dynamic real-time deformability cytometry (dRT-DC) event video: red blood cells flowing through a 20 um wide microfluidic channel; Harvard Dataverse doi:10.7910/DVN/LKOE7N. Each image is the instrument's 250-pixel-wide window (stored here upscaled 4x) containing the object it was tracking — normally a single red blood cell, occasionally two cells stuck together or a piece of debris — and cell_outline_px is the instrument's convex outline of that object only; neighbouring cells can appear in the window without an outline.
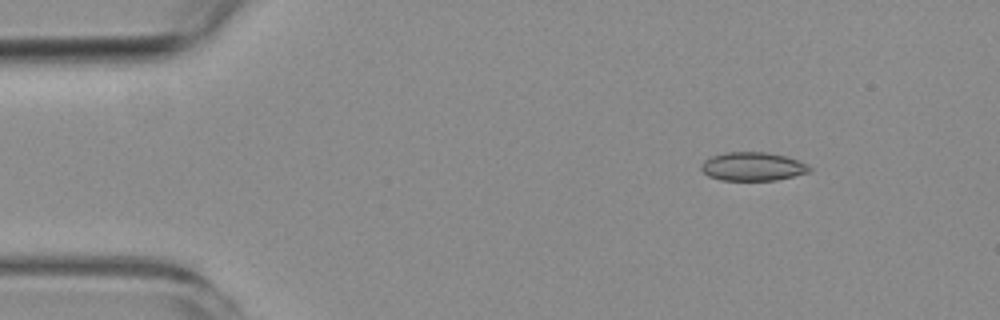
{"species": "common noctule bat (a hibernating species)", "species_latin": "Nyctalus noctula", "temperature_condition": "room temperature", "stored_images_in_passage": 4, "camera_frame_rate_fps": 3000, "um_per_image_px": 0.085, "animal": {"sex": "female", "body_mass_g": 19.3, "forearm_length_mm": 54.1}, "frame": {"image": 1, "passage_image": 1, "time_ms": 0.0, "image_size_px": [1000, 320], "cell_outline_px": [[812, 168], [808, 172], [776, 180], [720, 180], [708, 176], [700, 168], [700, 164], [704, 160], [712, 156], [724, 152], [768, 152], [784, 156], [796, 160]], "centroid_in_image_um": [63.91, 14.15], "position_along_channel_um": 21.1, "area_um2": 17.86}}
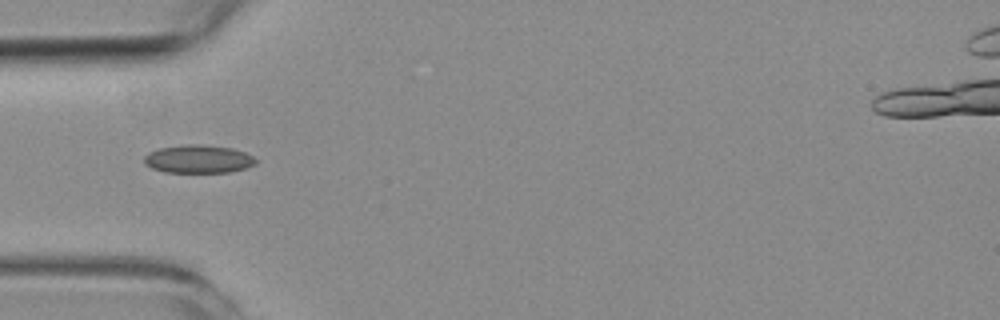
{"frame": {"image": 2, "passage_image": 3, "time_ms": 3.333, "image_size_px": [1000, 320], "cell_outline_px": [[256, 164], [244, 168], [228, 172], [164, 172], [152, 168], [144, 164], [144, 156], [148, 152], [160, 148], [188, 144], [200, 144], [232, 148], [244, 152], [252, 156], [256, 160]], "centroid_in_image_um": [16.83, 13.52], "position_along_channel_um": 68.2, "area_um2": 18.21}}
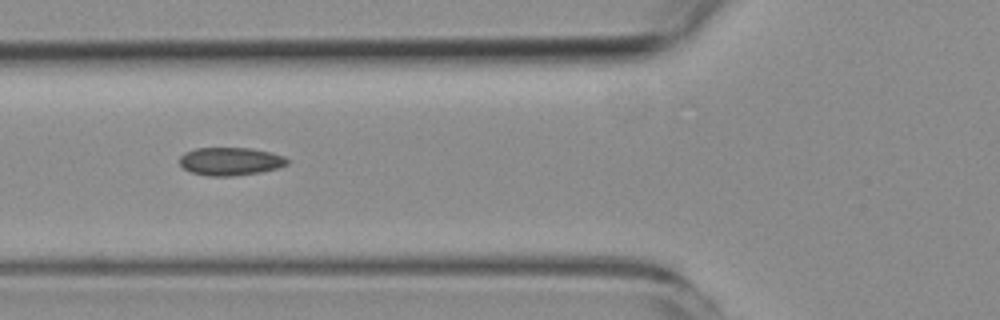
{"frame": {"image": 3, "passage_image": 4, "time_ms": 4.333, "image_size_px": [1000, 320], "cell_outline_px": [[288, 164], [280, 168], [260, 172], [232, 176], [208, 176], [192, 172], [184, 168], [180, 164], [180, 156], [184, 152], [196, 148], [252, 148], [272, 152], [284, 156], [288, 160]], "centroid_in_image_um": [19.61, 13.71], "position_along_channel_um": 106.2, "area_um2": 17.69}}